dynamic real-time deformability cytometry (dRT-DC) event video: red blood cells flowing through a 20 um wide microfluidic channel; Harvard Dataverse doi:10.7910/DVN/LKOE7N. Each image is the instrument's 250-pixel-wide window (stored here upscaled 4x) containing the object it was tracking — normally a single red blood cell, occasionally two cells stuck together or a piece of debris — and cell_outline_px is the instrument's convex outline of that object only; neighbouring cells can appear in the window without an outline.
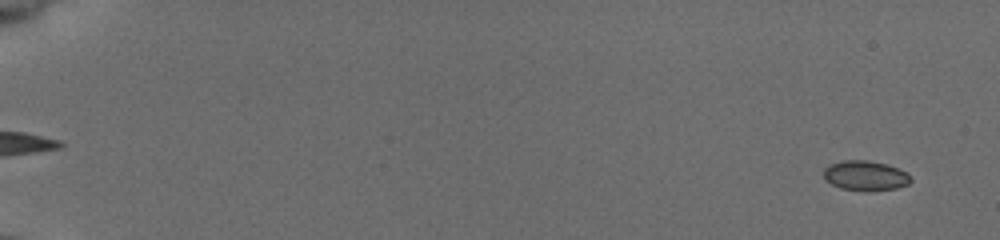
{"species": "common noctule bat (a hibernating species)", "species_latin": "Nyctalus noctula", "temperature_condition": "cold", "stored_images_in_passage": 56, "camera_frame_rate_fps": 3000, "um_per_image_px": 0.085, "animal": {"sex": "female", "body_mass_g": 19.5, "forearm_length_mm": 54.1}, "frame": {"image": 1, "passage_image": 4, "time_ms": 1.0, "image_size_px": [1000, 240], "cell_outline_px": [[912, 180], [908, 184], [896, 188], [840, 188], [824, 180], [824, 168], [832, 164], [844, 160], [868, 160], [888, 164], [908, 172]], "centroid_in_image_um": [73.57, 14.87], "position_along_channel_um": 11.4, "area_um2": 14.57}}
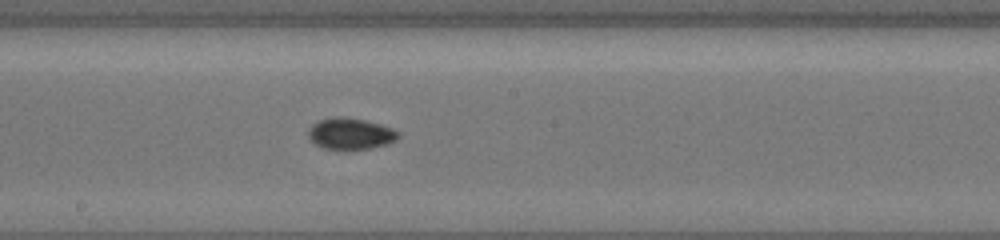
{"frame": {"image": 2, "passage_image": 34, "time_ms": 11.0, "image_size_px": [1000, 240], "cell_outline_px": [[400, 136], [396, 140], [388, 144], [372, 148], [324, 148], [316, 144], [308, 136], [308, 128], [312, 124], [320, 120], [336, 116], [340, 116], [364, 120], [380, 124], [392, 128], [400, 132]], "centroid_in_image_um": [29.82, 11.34], "position_along_channel_um": 218.4, "area_um2": 16.24}}
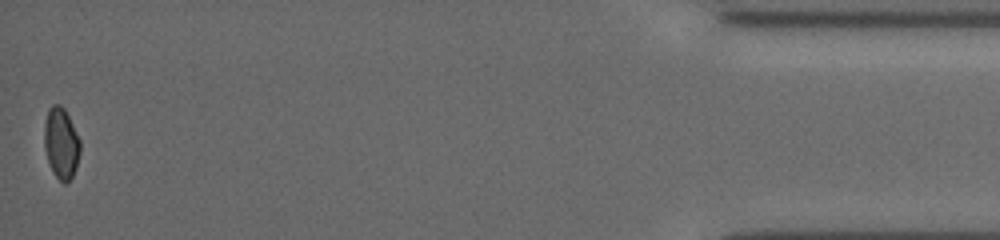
{"frame": {"image": 3, "passage_image": 56, "time_ms": 18.333, "image_size_px": [1000, 240], "cell_outline_px": [[80, 152], [76, 168], [72, 176], [64, 184], [52, 172], [44, 148], [44, 124], [48, 108], [52, 104], [60, 104], [64, 108], [80, 140]], "centroid_in_image_um": [5.18, 12.15], "position_along_channel_um": 430.0, "area_um2": 14.85}, "authors_computed_cell_mechanics": {"area_um2": 15.2014, "velocity_mm_per_s": 3.905, "shape_relaxation_time_tau1_ms": 1.6906, "shape_relaxation_time_tau2_ms": null, "deformation_change_tau1": 0.0514, "deformation_change_tau2": null}}